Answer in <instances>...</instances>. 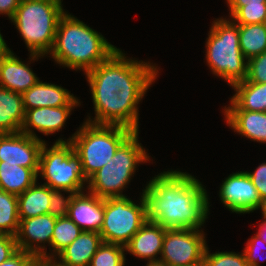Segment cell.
Returning <instances> with one entry per match:
<instances>
[{"label": "cell", "instance_id": "1", "mask_svg": "<svg viewBox=\"0 0 266 266\" xmlns=\"http://www.w3.org/2000/svg\"><path fill=\"white\" fill-rule=\"evenodd\" d=\"M158 65L129 58L117 49L106 61L85 73L95 117L86 122L139 131V102L159 75Z\"/></svg>", "mask_w": 266, "mask_h": 266}, {"label": "cell", "instance_id": "2", "mask_svg": "<svg viewBox=\"0 0 266 266\" xmlns=\"http://www.w3.org/2000/svg\"><path fill=\"white\" fill-rule=\"evenodd\" d=\"M147 220L166 229H201L209 215L206 187L194 175L163 171L142 190Z\"/></svg>", "mask_w": 266, "mask_h": 266}, {"label": "cell", "instance_id": "3", "mask_svg": "<svg viewBox=\"0 0 266 266\" xmlns=\"http://www.w3.org/2000/svg\"><path fill=\"white\" fill-rule=\"evenodd\" d=\"M117 49L98 31L67 11L60 17L48 57L84 74L106 61Z\"/></svg>", "mask_w": 266, "mask_h": 266}, {"label": "cell", "instance_id": "4", "mask_svg": "<svg viewBox=\"0 0 266 266\" xmlns=\"http://www.w3.org/2000/svg\"><path fill=\"white\" fill-rule=\"evenodd\" d=\"M212 22L205 44L207 66L212 74L233 86L247 77L248 60L240 49L239 24L223 17Z\"/></svg>", "mask_w": 266, "mask_h": 266}, {"label": "cell", "instance_id": "5", "mask_svg": "<svg viewBox=\"0 0 266 266\" xmlns=\"http://www.w3.org/2000/svg\"><path fill=\"white\" fill-rule=\"evenodd\" d=\"M139 131L133 132L117 149L113 158L96 171L86 185L88 192L101 197L127 196L125 188L141 163L150 162V156L139 143Z\"/></svg>", "mask_w": 266, "mask_h": 266}, {"label": "cell", "instance_id": "6", "mask_svg": "<svg viewBox=\"0 0 266 266\" xmlns=\"http://www.w3.org/2000/svg\"><path fill=\"white\" fill-rule=\"evenodd\" d=\"M65 9L46 0H21L11 22L29 53L47 56L51 51L58 21Z\"/></svg>", "mask_w": 266, "mask_h": 266}, {"label": "cell", "instance_id": "7", "mask_svg": "<svg viewBox=\"0 0 266 266\" xmlns=\"http://www.w3.org/2000/svg\"><path fill=\"white\" fill-rule=\"evenodd\" d=\"M133 132L121 126L96 125L84 121L67 140L61 137L56 142L73 144L75 152L80 156L84 173L89 179L113 158L118 147Z\"/></svg>", "mask_w": 266, "mask_h": 266}, {"label": "cell", "instance_id": "8", "mask_svg": "<svg viewBox=\"0 0 266 266\" xmlns=\"http://www.w3.org/2000/svg\"><path fill=\"white\" fill-rule=\"evenodd\" d=\"M44 179V185L51 189L67 190L73 193L86 191L89 179L86 177L80 156L71 142H54L42 145L37 177Z\"/></svg>", "mask_w": 266, "mask_h": 266}, {"label": "cell", "instance_id": "9", "mask_svg": "<svg viewBox=\"0 0 266 266\" xmlns=\"http://www.w3.org/2000/svg\"><path fill=\"white\" fill-rule=\"evenodd\" d=\"M135 203L128 196L104 198V218L100 235L103 242L126 246L147 221L143 195Z\"/></svg>", "mask_w": 266, "mask_h": 266}, {"label": "cell", "instance_id": "10", "mask_svg": "<svg viewBox=\"0 0 266 266\" xmlns=\"http://www.w3.org/2000/svg\"><path fill=\"white\" fill-rule=\"evenodd\" d=\"M205 232L198 229H167L159 261L169 266H196L207 247Z\"/></svg>", "mask_w": 266, "mask_h": 266}, {"label": "cell", "instance_id": "11", "mask_svg": "<svg viewBox=\"0 0 266 266\" xmlns=\"http://www.w3.org/2000/svg\"><path fill=\"white\" fill-rule=\"evenodd\" d=\"M222 182L219 197L227 210L236 214H249L258 210L261 198L247 171L232 173Z\"/></svg>", "mask_w": 266, "mask_h": 266}, {"label": "cell", "instance_id": "12", "mask_svg": "<svg viewBox=\"0 0 266 266\" xmlns=\"http://www.w3.org/2000/svg\"><path fill=\"white\" fill-rule=\"evenodd\" d=\"M44 139L33 138L22 132L0 134V161L39 170V157Z\"/></svg>", "mask_w": 266, "mask_h": 266}, {"label": "cell", "instance_id": "13", "mask_svg": "<svg viewBox=\"0 0 266 266\" xmlns=\"http://www.w3.org/2000/svg\"><path fill=\"white\" fill-rule=\"evenodd\" d=\"M19 229L15 236L19 250L30 252L38 259L47 260L46 244L50 247L56 218L50 214L19 219Z\"/></svg>", "mask_w": 266, "mask_h": 266}, {"label": "cell", "instance_id": "14", "mask_svg": "<svg viewBox=\"0 0 266 266\" xmlns=\"http://www.w3.org/2000/svg\"><path fill=\"white\" fill-rule=\"evenodd\" d=\"M29 56L30 63H25L10 48L0 54V87L23 94L40 80L29 64L45 56L31 53Z\"/></svg>", "mask_w": 266, "mask_h": 266}, {"label": "cell", "instance_id": "15", "mask_svg": "<svg viewBox=\"0 0 266 266\" xmlns=\"http://www.w3.org/2000/svg\"><path fill=\"white\" fill-rule=\"evenodd\" d=\"M78 106L80 105L28 109L25 111L20 132L37 139H41V137L39 138L34 130L46 136L56 134V132L62 131L72 110Z\"/></svg>", "mask_w": 266, "mask_h": 266}, {"label": "cell", "instance_id": "16", "mask_svg": "<svg viewBox=\"0 0 266 266\" xmlns=\"http://www.w3.org/2000/svg\"><path fill=\"white\" fill-rule=\"evenodd\" d=\"M84 192L74 195L67 216L82 231L100 233L104 218V198L87 190L86 194Z\"/></svg>", "mask_w": 266, "mask_h": 266}, {"label": "cell", "instance_id": "17", "mask_svg": "<svg viewBox=\"0 0 266 266\" xmlns=\"http://www.w3.org/2000/svg\"><path fill=\"white\" fill-rule=\"evenodd\" d=\"M166 230L160 224L147 220L125 246L126 252L147 262L159 261Z\"/></svg>", "mask_w": 266, "mask_h": 266}, {"label": "cell", "instance_id": "18", "mask_svg": "<svg viewBox=\"0 0 266 266\" xmlns=\"http://www.w3.org/2000/svg\"><path fill=\"white\" fill-rule=\"evenodd\" d=\"M22 95L25 111L39 107L81 105L80 100L67 89L40 80Z\"/></svg>", "mask_w": 266, "mask_h": 266}, {"label": "cell", "instance_id": "19", "mask_svg": "<svg viewBox=\"0 0 266 266\" xmlns=\"http://www.w3.org/2000/svg\"><path fill=\"white\" fill-rule=\"evenodd\" d=\"M222 113L234 132L251 141L266 143V112L222 110Z\"/></svg>", "mask_w": 266, "mask_h": 266}, {"label": "cell", "instance_id": "20", "mask_svg": "<svg viewBox=\"0 0 266 266\" xmlns=\"http://www.w3.org/2000/svg\"><path fill=\"white\" fill-rule=\"evenodd\" d=\"M102 243L99 233L82 231L53 260L60 266H89L93 255Z\"/></svg>", "mask_w": 266, "mask_h": 266}, {"label": "cell", "instance_id": "21", "mask_svg": "<svg viewBox=\"0 0 266 266\" xmlns=\"http://www.w3.org/2000/svg\"><path fill=\"white\" fill-rule=\"evenodd\" d=\"M235 91L224 110H248L266 112V83H252L246 79L235 83Z\"/></svg>", "mask_w": 266, "mask_h": 266}, {"label": "cell", "instance_id": "22", "mask_svg": "<svg viewBox=\"0 0 266 266\" xmlns=\"http://www.w3.org/2000/svg\"><path fill=\"white\" fill-rule=\"evenodd\" d=\"M24 117L23 95L0 87V134L20 132Z\"/></svg>", "mask_w": 266, "mask_h": 266}, {"label": "cell", "instance_id": "23", "mask_svg": "<svg viewBox=\"0 0 266 266\" xmlns=\"http://www.w3.org/2000/svg\"><path fill=\"white\" fill-rule=\"evenodd\" d=\"M51 188L36 181L24 193L18 195L19 219L48 214Z\"/></svg>", "mask_w": 266, "mask_h": 266}, {"label": "cell", "instance_id": "24", "mask_svg": "<svg viewBox=\"0 0 266 266\" xmlns=\"http://www.w3.org/2000/svg\"><path fill=\"white\" fill-rule=\"evenodd\" d=\"M39 178L31 169L0 161V189L16 196L24 193Z\"/></svg>", "mask_w": 266, "mask_h": 266}, {"label": "cell", "instance_id": "25", "mask_svg": "<svg viewBox=\"0 0 266 266\" xmlns=\"http://www.w3.org/2000/svg\"><path fill=\"white\" fill-rule=\"evenodd\" d=\"M240 49L247 60L266 52V26L239 24Z\"/></svg>", "mask_w": 266, "mask_h": 266}, {"label": "cell", "instance_id": "26", "mask_svg": "<svg viewBox=\"0 0 266 266\" xmlns=\"http://www.w3.org/2000/svg\"><path fill=\"white\" fill-rule=\"evenodd\" d=\"M82 232L68 216L56 219L51 238L50 253L47 252V260H53L63 249L71 244Z\"/></svg>", "mask_w": 266, "mask_h": 266}, {"label": "cell", "instance_id": "27", "mask_svg": "<svg viewBox=\"0 0 266 266\" xmlns=\"http://www.w3.org/2000/svg\"><path fill=\"white\" fill-rule=\"evenodd\" d=\"M19 222L18 197L0 189V234L16 236Z\"/></svg>", "mask_w": 266, "mask_h": 266}, {"label": "cell", "instance_id": "28", "mask_svg": "<svg viewBox=\"0 0 266 266\" xmlns=\"http://www.w3.org/2000/svg\"><path fill=\"white\" fill-rule=\"evenodd\" d=\"M125 246L103 242L93 255L89 266H125Z\"/></svg>", "mask_w": 266, "mask_h": 266}, {"label": "cell", "instance_id": "29", "mask_svg": "<svg viewBox=\"0 0 266 266\" xmlns=\"http://www.w3.org/2000/svg\"><path fill=\"white\" fill-rule=\"evenodd\" d=\"M228 8L229 17L236 24H261L266 21V4Z\"/></svg>", "mask_w": 266, "mask_h": 266}, {"label": "cell", "instance_id": "30", "mask_svg": "<svg viewBox=\"0 0 266 266\" xmlns=\"http://www.w3.org/2000/svg\"><path fill=\"white\" fill-rule=\"evenodd\" d=\"M203 262L206 266H249L244 252L217 251L215 253H210L208 245L204 252Z\"/></svg>", "mask_w": 266, "mask_h": 266}, {"label": "cell", "instance_id": "31", "mask_svg": "<svg viewBox=\"0 0 266 266\" xmlns=\"http://www.w3.org/2000/svg\"><path fill=\"white\" fill-rule=\"evenodd\" d=\"M68 193V196H63L65 195L64 193ZM76 193H73L71 191L67 190H57V189H52L51 190V196L49 200V209H48V214H50L52 217L58 219L61 217H66L68 214V210L71 204V201Z\"/></svg>", "mask_w": 266, "mask_h": 266}, {"label": "cell", "instance_id": "32", "mask_svg": "<svg viewBox=\"0 0 266 266\" xmlns=\"http://www.w3.org/2000/svg\"><path fill=\"white\" fill-rule=\"evenodd\" d=\"M246 80L252 83H266V52L248 60Z\"/></svg>", "mask_w": 266, "mask_h": 266}, {"label": "cell", "instance_id": "33", "mask_svg": "<svg viewBox=\"0 0 266 266\" xmlns=\"http://www.w3.org/2000/svg\"><path fill=\"white\" fill-rule=\"evenodd\" d=\"M262 246L266 247V243L256 234L248 239V242L246 243V246L243 252L245 254V258L249 266H261L259 265V262L266 260V259L261 258V255L259 252L261 249L260 247Z\"/></svg>", "mask_w": 266, "mask_h": 266}, {"label": "cell", "instance_id": "34", "mask_svg": "<svg viewBox=\"0 0 266 266\" xmlns=\"http://www.w3.org/2000/svg\"><path fill=\"white\" fill-rule=\"evenodd\" d=\"M38 258L23 250H18L13 256L4 262L0 263V266H36Z\"/></svg>", "mask_w": 266, "mask_h": 266}, {"label": "cell", "instance_id": "35", "mask_svg": "<svg viewBox=\"0 0 266 266\" xmlns=\"http://www.w3.org/2000/svg\"><path fill=\"white\" fill-rule=\"evenodd\" d=\"M260 198L266 197V162L261 163L253 172H247Z\"/></svg>", "mask_w": 266, "mask_h": 266}, {"label": "cell", "instance_id": "36", "mask_svg": "<svg viewBox=\"0 0 266 266\" xmlns=\"http://www.w3.org/2000/svg\"><path fill=\"white\" fill-rule=\"evenodd\" d=\"M18 250L15 236L0 234V263L9 259Z\"/></svg>", "mask_w": 266, "mask_h": 266}, {"label": "cell", "instance_id": "37", "mask_svg": "<svg viewBox=\"0 0 266 266\" xmlns=\"http://www.w3.org/2000/svg\"><path fill=\"white\" fill-rule=\"evenodd\" d=\"M21 0H0V14L11 20Z\"/></svg>", "mask_w": 266, "mask_h": 266}, {"label": "cell", "instance_id": "38", "mask_svg": "<svg viewBox=\"0 0 266 266\" xmlns=\"http://www.w3.org/2000/svg\"><path fill=\"white\" fill-rule=\"evenodd\" d=\"M228 7H242L245 5L266 4V0H226Z\"/></svg>", "mask_w": 266, "mask_h": 266}, {"label": "cell", "instance_id": "39", "mask_svg": "<svg viewBox=\"0 0 266 266\" xmlns=\"http://www.w3.org/2000/svg\"><path fill=\"white\" fill-rule=\"evenodd\" d=\"M263 219L260 222L261 224L259 225V229L256 233L258 237H260L265 243H266V216H262Z\"/></svg>", "mask_w": 266, "mask_h": 266}, {"label": "cell", "instance_id": "40", "mask_svg": "<svg viewBox=\"0 0 266 266\" xmlns=\"http://www.w3.org/2000/svg\"><path fill=\"white\" fill-rule=\"evenodd\" d=\"M36 266H60L54 260L38 259Z\"/></svg>", "mask_w": 266, "mask_h": 266}, {"label": "cell", "instance_id": "41", "mask_svg": "<svg viewBox=\"0 0 266 266\" xmlns=\"http://www.w3.org/2000/svg\"><path fill=\"white\" fill-rule=\"evenodd\" d=\"M8 49L9 47L6 44L5 40L3 39V35L0 32V54L5 53Z\"/></svg>", "mask_w": 266, "mask_h": 266}, {"label": "cell", "instance_id": "42", "mask_svg": "<svg viewBox=\"0 0 266 266\" xmlns=\"http://www.w3.org/2000/svg\"><path fill=\"white\" fill-rule=\"evenodd\" d=\"M261 210L262 216H266V197L261 199L259 208Z\"/></svg>", "mask_w": 266, "mask_h": 266}, {"label": "cell", "instance_id": "43", "mask_svg": "<svg viewBox=\"0 0 266 266\" xmlns=\"http://www.w3.org/2000/svg\"><path fill=\"white\" fill-rule=\"evenodd\" d=\"M146 266H169V265L161 261H153V262H147Z\"/></svg>", "mask_w": 266, "mask_h": 266}, {"label": "cell", "instance_id": "44", "mask_svg": "<svg viewBox=\"0 0 266 266\" xmlns=\"http://www.w3.org/2000/svg\"><path fill=\"white\" fill-rule=\"evenodd\" d=\"M46 1L53 2V3L59 5L60 7L63 8V4H62V1H63V0H46Z\"/></svg>", "mask_w": 266, "mask_h": 266}, {"label": "cell", "instance_id": "45", "mask_svg": "<svg viewBox=\"0 0 266 266\" xmlns=\"http://www.w3.org/2000/svg\"><path fill=\"white\" fill-rule=\"evenodd\" d=\"M196 266H206V265H205L204 262H202V263H200V264H198V265H196Z\"/></svg>", "mask_w": 266, "mask_h": 266}]
</instances>
